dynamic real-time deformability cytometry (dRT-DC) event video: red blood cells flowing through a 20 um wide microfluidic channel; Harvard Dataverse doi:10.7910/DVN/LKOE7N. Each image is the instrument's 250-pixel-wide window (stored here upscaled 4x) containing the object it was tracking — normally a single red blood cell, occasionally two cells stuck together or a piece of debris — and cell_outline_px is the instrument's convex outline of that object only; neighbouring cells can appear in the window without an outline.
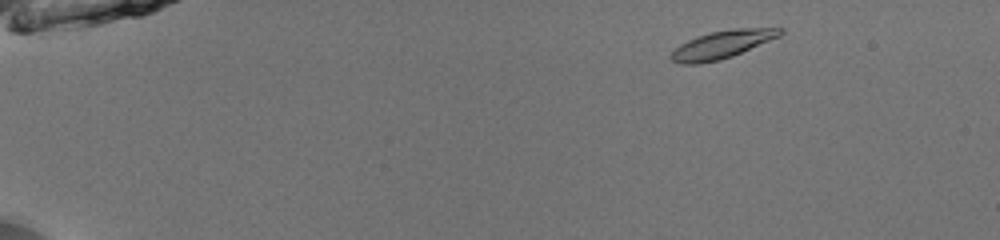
{"species": "common noctule bat (a hibernating species)", "species_latin": "Nyctalus noctula", "temperature_condition": "room temperature", "stored_images_in_passage": 41, "camera_frame_rate_fps": 3000, "um_per_image_px": 0.085, "animal": {"sex": "male", "body_mass_g": 13.0, "forearm_length_mm": 53.1}, "frame": {"image": 1, "passage_image": 3, "time_ms": 0.667, "image_size_px": [1000, 240], "cell_outline_px": [[784, 32], [780, 36], [732, 56], [720, 60], [700, 64], [680, 64], [672, 60], [668, 56], [680, 44], [696, 36], [712, 32], [736, 28], [784, 28]], "centroid_in_image_um": [61.36, 3.79], "position_along_channel_um": 23.6, "area_um2": 17.63}}
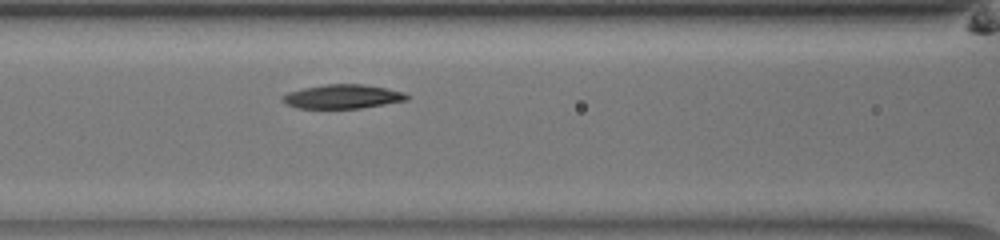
{"frame": {"image": 2, "passage_image": 20, "time_ms": 6.333, "image_size_px": [1000, 240], "cell_outline_px": [[408, 100], [360, 108], [296, 108], [280, 100], [280, 96], [288, 92], [304, 88], [324, 84], [364, 84], [388, 88], [404, 92], [408, 96]], "centroid_in_image_um": [29.1, 8.2], "position_along_channel_um": 137.5, "area_um2": 17.46}}
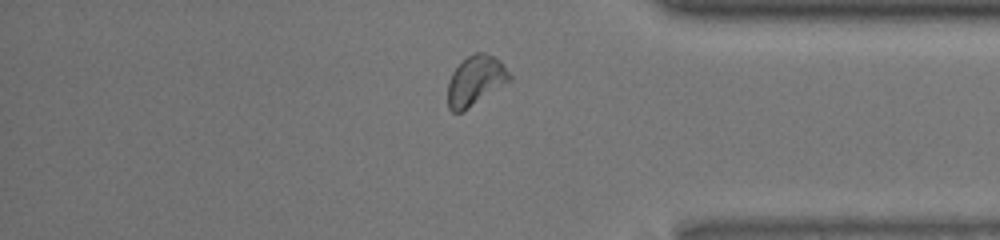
{"frame": {"image": 3, "passage_image": 40, "time_ms": 13.0, "image_size_px": [1000, 240], "cell_outline_px": [[512, 80], [468, 108], [460, 112], [452, 112], [448, 108], [448, 80], [452, 72], [468, 56], [476, 52], [484, 52], [500, 60], [512, 76]], "centroid_in_image_um": [40.43, 6.85], "position_along_channel_um": 394.8, "area_um2": 17.8}, "authors_computed_cell_mechanics": {"area_um2": 17.629, "velocity_mm_per_s": 3.9921, "shape_relaxation_time_tau1_ms": 2.9182, "shape_relaxation_time_tau2_ms": null, "deformation_change_tau1": 0.1466, "deformation_change_tau2": null}}